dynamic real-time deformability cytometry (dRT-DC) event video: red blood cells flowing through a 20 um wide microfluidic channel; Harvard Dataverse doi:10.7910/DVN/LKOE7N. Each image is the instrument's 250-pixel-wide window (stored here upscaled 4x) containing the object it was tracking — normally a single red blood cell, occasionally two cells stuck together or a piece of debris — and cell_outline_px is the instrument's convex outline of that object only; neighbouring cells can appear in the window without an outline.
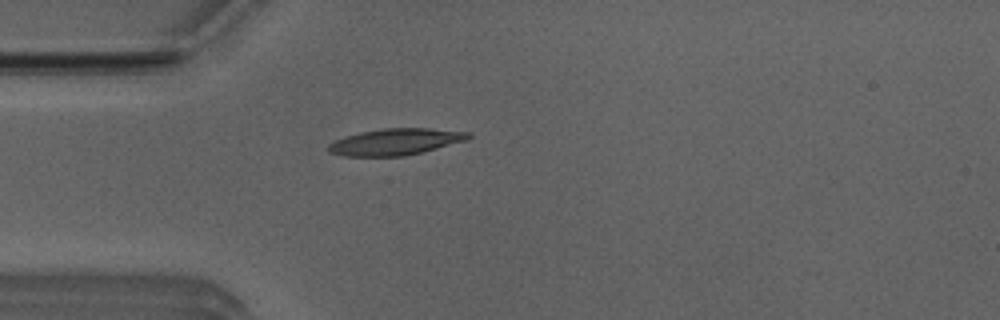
{"species": "Egyptian fruit bat (a non-hibernating species)", "species_latin": "Rousettus aegyptiacus", "temperature_condition": "room temperature", "stored_images_in_passage": 1, "camera_frame_rate_fps": 3000, "um_per_image_px": 0.085, "animal": {"sex": "male"}, "frame": {"image": 1, "passage_image": 1, "time_ms": 0.0, "image_size_px": [1000, 320], "cell_outline_px": [[472, 136], [464, 140], [436, 148], [404, 156], [344, 156], [328, 152], [328, 144], [336, 140], [360, 132], [384, 128], [428, 128], [472, 132]], "centroid_in_image_um": [33.6, 12.05], "position_along_channel_um": 51.4, "area_um2": 21.33}}